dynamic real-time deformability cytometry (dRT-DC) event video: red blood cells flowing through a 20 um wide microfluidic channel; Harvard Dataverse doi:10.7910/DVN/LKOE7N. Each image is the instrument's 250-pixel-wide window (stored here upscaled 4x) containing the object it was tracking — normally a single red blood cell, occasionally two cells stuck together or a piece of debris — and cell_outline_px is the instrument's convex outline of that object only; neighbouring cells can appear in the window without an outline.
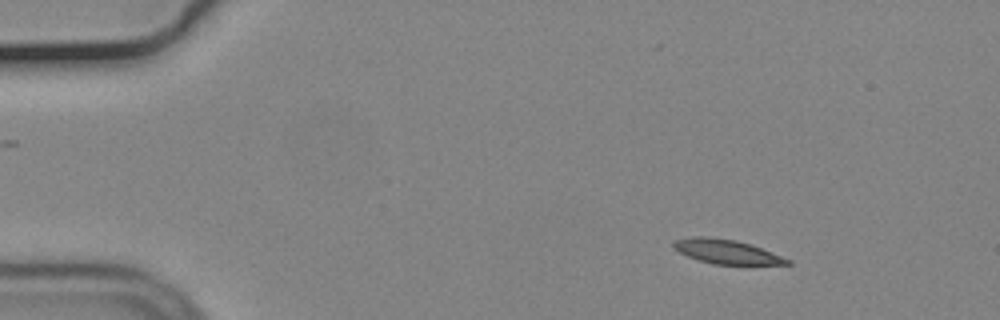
{"species": "common noctule bat (a hibernating species)", "species_latin": "Nyctalus noctula", "temperature_condition": "cold", "stored_images_in_passage": 55, "camera_frame_rate_fps": 3000, "um_per_image_px": 0.085, "animal": {"sex": "male", "body_mass_g": 19.2, "forearm_length_mm": 51.8}, "frame": {"image": 1, "passage_image": 7, "time_ms": 2.0, "image_size_px": [1000, 320], "cell_outline_px": [[792, 264], [712, 264], [688, 256], [672, 248], [672, 244], [676, 240], [692, 236], [708, 236], [736, 240], [752, 244], [792, 260]], "centroid_in_image_um": [61.76, 21.37], "position_along_channel_um": 23.2, "area_um2": 16.07}}
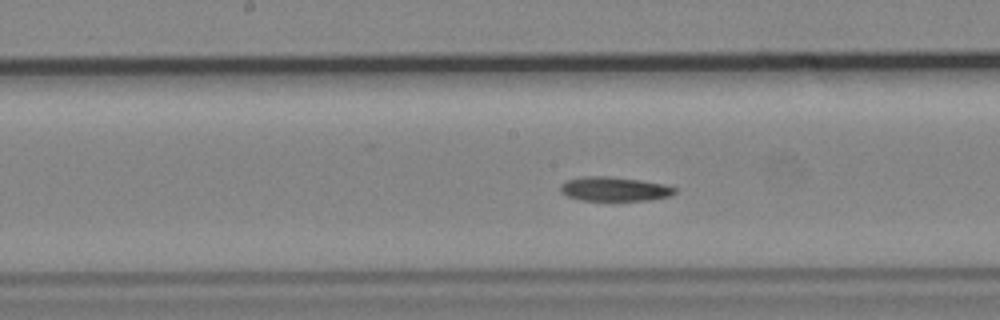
{"frame": {"image": 2, "passage_image": 28, "time_ms": 9.0, "image_size_px": [1000, 320], "cell_outline_px": [[676, 192], [668, 196], [652, 200], [580, 200], [568, 196], [560, 192], [560, 184], [568, 180], [584, 176], [604, 176], [640, 180], [660, 184], [676, 188]], "centroid_in_image_um": [52.18, 16.07], "position_along_channel_um": 196.0, "area_um2": 15.9}}
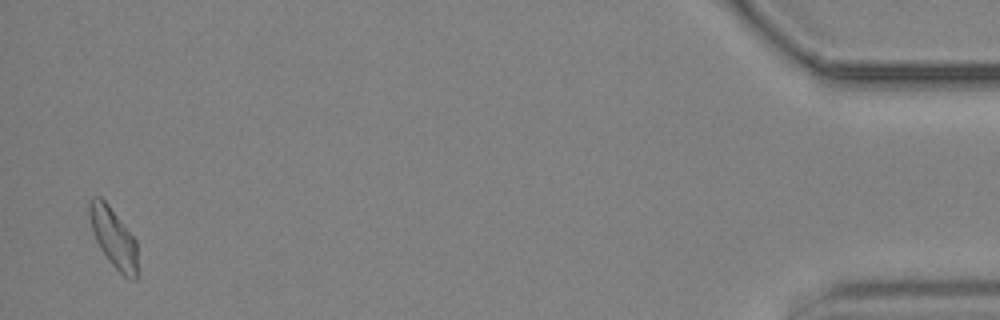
{"frame": {"image": 3, "passage_image": 54, "time_ms": 17.667, "image_size_px": [1000, 320], "cell_outline_px": [[136, 280], [132, 280], [124, 276], [108, 260], [100, 248], [92, 232], [88, 216], [88, 200], [92, 196], [100, 196], [108, 204], [136, 240]], "centroid_in_image_um": [9.59, 20.15], "position_along_channel_um": 425.6, "area_um2": 16.65}, "authors_computed_cell_mechanics": {"area_um2": 16.5308, "velocity_mm_per_s": 3.6734, "shape_relaxation_time_tau1_ms": 4.1863, "shape_relaxation_time_tau2_ms": null, "deformation_change_tau1": 0.1419, "deformation_change_tau2": null}}